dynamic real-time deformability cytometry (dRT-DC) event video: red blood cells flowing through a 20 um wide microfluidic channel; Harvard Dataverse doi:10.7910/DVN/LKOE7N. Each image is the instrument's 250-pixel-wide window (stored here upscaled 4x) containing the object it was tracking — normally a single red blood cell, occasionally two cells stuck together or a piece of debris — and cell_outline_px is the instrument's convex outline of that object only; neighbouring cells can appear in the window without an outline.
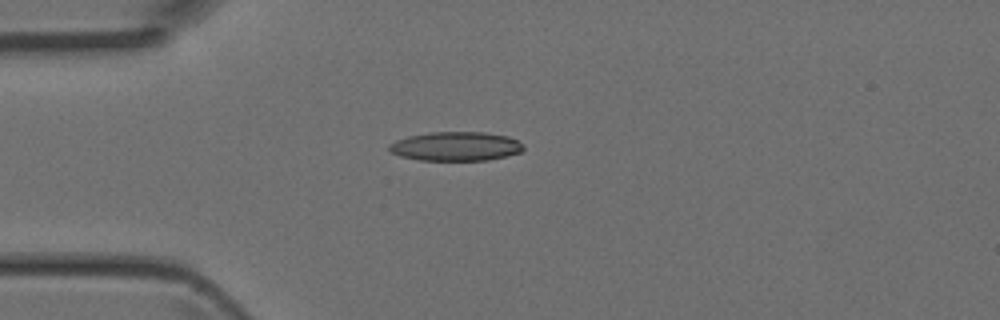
{"species": "Egyptian fruit bat (a non-hibernating species)", "species_latin": "Rousettus aegyptiacus", "temperature_condition": "room temperature", "stored_images_in_passage": 2, "camera_frame_rate_fps": 3000, "um_per_image_px": 0.085, "animal": {"sex": "female"}, "frame": {"image": 1, "passage_image": 1, "time_ms": 0.0, "image_size_px": [1000, 320], "cell_outline_px": [[524, 148], [520, 152], [508, 156], [488, 160], [420, 160], [400, 156], [392, 152], [388, 148], [388, 144], [396, 140], [408, 136], [432, 132], [484, 132], [508, 136], [524, 144]], "centroid_in_image_um": [38.76, 12.43], "position_along_channel_um": 46.2, "area_um2": 22.77}}